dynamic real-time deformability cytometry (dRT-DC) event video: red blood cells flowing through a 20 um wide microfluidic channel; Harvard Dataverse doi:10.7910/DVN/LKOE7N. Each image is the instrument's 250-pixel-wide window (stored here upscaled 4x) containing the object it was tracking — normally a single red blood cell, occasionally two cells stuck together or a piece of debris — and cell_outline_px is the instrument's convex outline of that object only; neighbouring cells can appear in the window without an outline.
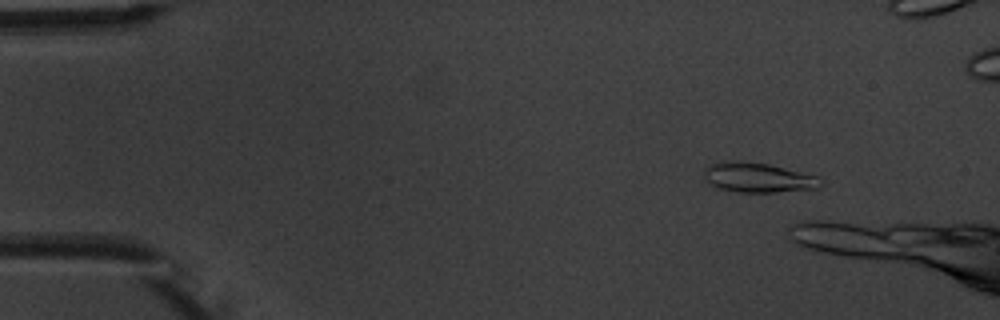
{"species": "common noctule bat (a hibernating species)", "species_latin": "Nyctalus noctula", "temperature_condition": "warm", "stored_images_in_passage": 5, "camera_frame_rate_fps": 3000, "um_per_image_px": 0.085, "animal": {"sex": "male", "body_mass_g": 20.1, "forearm_length_mm": 53.5}, "frame": {"image": 1, "passage_image": 2, "time_ms": 1.0, "image_size_px": [1000, 320], "cell_outline_px": [[824, 184], [816, 188], [776, 192], [736, 192], [716, 188], [704, 176], [704, 168], [712, 164], [736, 160], [740, 160], [768, 164], [820, 176]], "centroid_in_image_um": [64.47, 15.09], "position_along_channel_um": 20.5, "area_um2": 20.23}}